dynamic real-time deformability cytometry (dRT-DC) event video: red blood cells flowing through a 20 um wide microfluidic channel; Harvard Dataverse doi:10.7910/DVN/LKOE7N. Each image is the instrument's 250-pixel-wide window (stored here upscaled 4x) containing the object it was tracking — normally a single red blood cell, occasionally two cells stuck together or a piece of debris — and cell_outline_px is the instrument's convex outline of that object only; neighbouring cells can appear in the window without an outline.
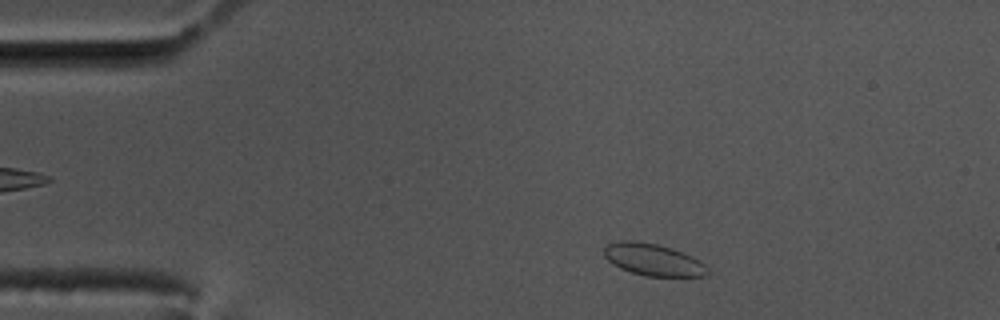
{"species": "common noctule bat (a hibernating species)", "species_latin": "Nyctalus noctula", "temperature_condition": "cold", "stored_images_in_passage": 52, "camera_frame_rate_fps": 3000, "um_per_image_px": 0.085, "animal": {"sex": "male", "body_mass_g": 17.5, "forearm_length_mm": 52.3}, "frame": {"image": 1, "passage_image": 4, "time_ms": 1.0, "image_size_px": [1000, 320], "cell_outline_px": [[708, 272], [704, 276], [644, 276], [620, 268], [612, 264], [604, 256], [604, 248], [608, 244], [616, 240], [636, 240], [656, 244], [672, 248], [684, 252], [700, 260], [708, 268]], "centroid_in_image_um": [55.5, 22.06], "position_along_channel_um": 29.5, "area_um2": 19.42}}
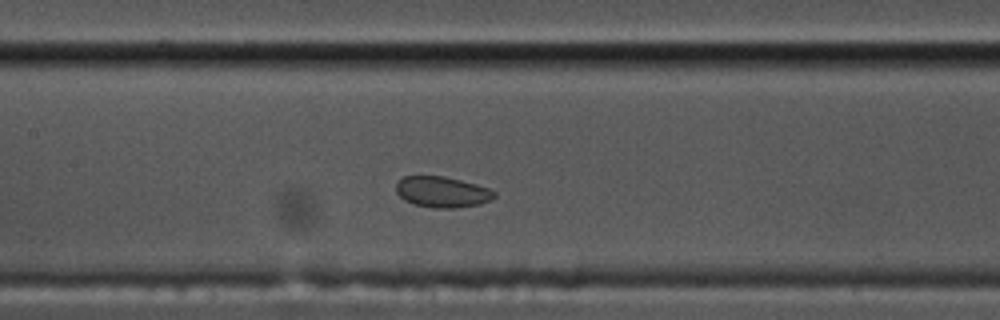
{"frame": {"image": 2, "passage_image": 21, "time_ms": 6.667, "image_size_px": [1000, 320], "cell_outline_px": [[496, 196], [492, 200], [480, 204], [452, 208], [432, 208], [412, 204], [404, 200], [396, 192], [396, 180], [404, 176], [444, 176], [476, 184], [488, 188], [496, 192]], "centroid_in_image_um": [37.56, 16.32], "position_along_channel_um": 169.8, "area_um2": 17.86}}
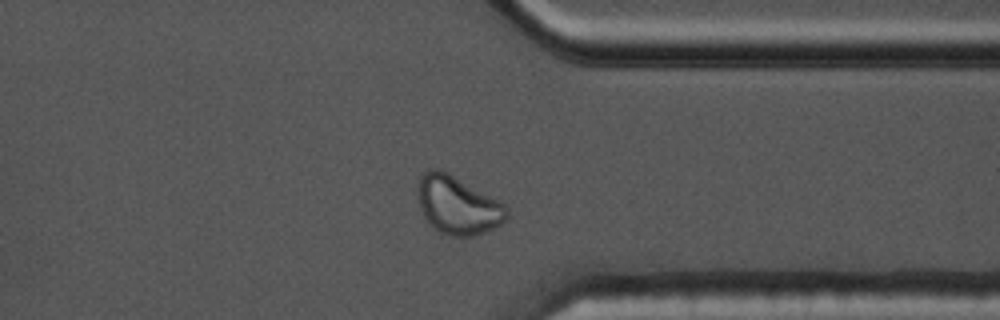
{"frame": {"image": 3, "passage_image": 39, "time_ms": 12.667, "image_size_px": [1000, 320], "cell_outline_px": [[508, 216], [500, 224], [484, 232], [472, 236], [448, 236], [440, 232], [424, 216], [420, 208], [416, 196], [416, 188], [420, 172], [432, 168], [440, 168], [448, 172], [504, 204], [508, 208]], "centroid_in_image_um": [38.84, 17.4], "position_along_channel_um": 372.6, "area_um2": 30.17}}